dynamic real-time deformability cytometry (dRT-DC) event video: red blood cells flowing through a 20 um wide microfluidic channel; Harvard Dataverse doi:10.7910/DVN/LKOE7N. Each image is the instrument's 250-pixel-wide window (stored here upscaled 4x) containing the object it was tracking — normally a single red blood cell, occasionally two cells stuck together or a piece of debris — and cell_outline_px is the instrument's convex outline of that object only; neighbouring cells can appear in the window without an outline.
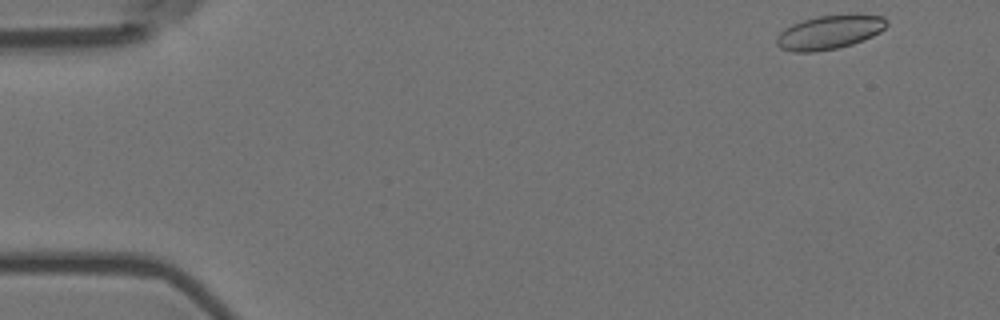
{"species": "Egyptian fruit bat (a non-hibernating species)", "species_latin": "Rousettus aegyptiacus", "temperature_condition": "room temperature", "stored_images_in_passage": 54, "camera_frame_rate_fps": 3000, "um_per_image_px": 0.085, "animal": {"sex": "female"}, "frame": {"image": 1, "passage_image": 1, "time_ms": 0.0, "image_size_px": [1000, 320], "cell_outline_px": [[888, 24], [880, 32], [872, 36], [852, 44], [836, 48], [816, 52], [792, 52], [780, 48], [776, 44], [776, 36], [784, 28], [792, 24], [816, 16], [884, 16], [888, 20]], "centroid_in_image_um": [70.44, 2.77], "position_along_channel_um": 14.6, "area_um2": 21.39}}
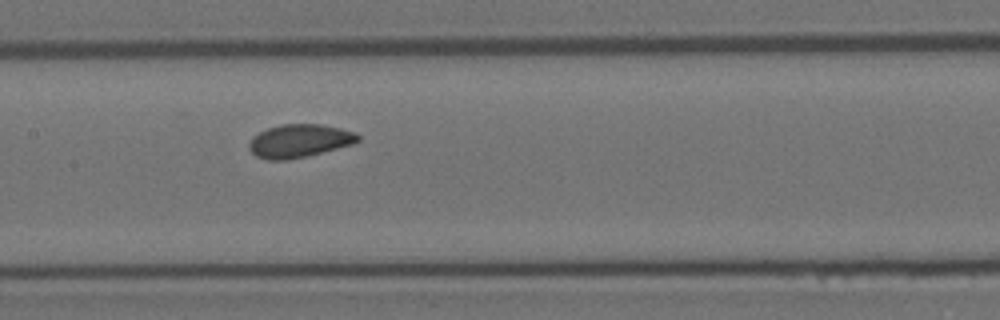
{"frame": {"image": 2, "passage_image": 25, "time_ms": 8.0, "image_size_px": [1000, 320], "cell_outline_px": [[360, 140], [352, 144], [288, 160], [268, 160], [256, 156], [248, 148], [248, 144], [252, 136], [268, 128], [284, 124], [324, 124], [356, 132], [360, 136]], "centroid_in_image_um": [25.43, 11.96], "position_along_channel_um": 182.0, "area_um2": 20.92}}
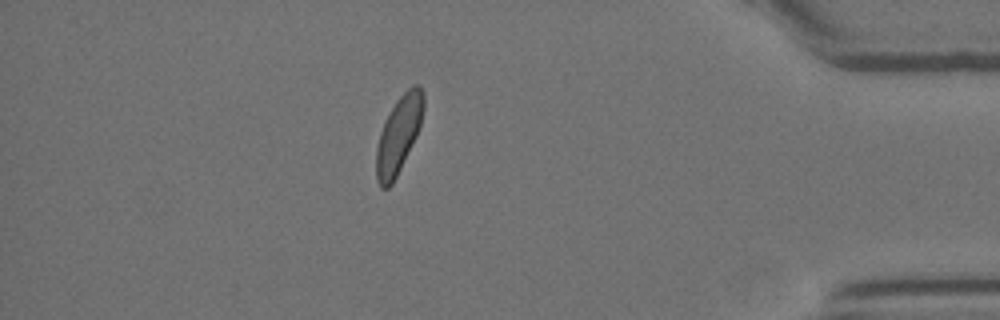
{"frame": {"image": 3, "passage_image": 47, "time_ms": 15.333, "image_size_px": [1000, 320], "cell_outline_px": [[424, 108], [420, 124], [416, 136], [392, 184], [388, 188], [380, 188], [376, 180], [376, 148], [380, 132], [384, 120], [388, 112], [396, 100], [412, 84], [420, 84], [424, 92]], "centroid_in_image_um": [33.87, 11.41], "position_along_channel_um": 401.3, "area_um2": 21.21}, "authors_computed_cell_mechanics": {"area_um2": 21.0103, "velocity_mm_per_s": 3.5463, "shape_relaxation_time_tau1_ms": 6.0375, "shape_relaxation_time_tau2_ms": 2.4528, "deformation_change_tau1": 0.1202, "deformation_change_tau2": 0.0591}}